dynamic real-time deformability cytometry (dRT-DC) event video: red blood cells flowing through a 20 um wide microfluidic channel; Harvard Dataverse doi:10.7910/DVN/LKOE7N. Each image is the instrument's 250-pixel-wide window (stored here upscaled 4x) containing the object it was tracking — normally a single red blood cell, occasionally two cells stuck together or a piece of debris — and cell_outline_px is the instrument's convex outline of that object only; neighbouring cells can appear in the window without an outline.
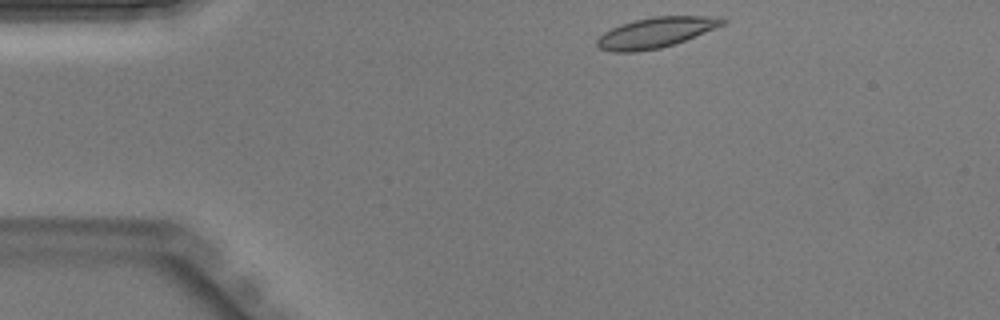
{"species": "Egyptian fruit bat (a non-hibernating species)", "species_latin": "Rousettus aegyptiacus", "temperature_condition": "warm", "stored_images_in_passage": 37, "camera_frame_rate_fps": 3000, "um_per_image_px": 0.085, "animal": {"sex": "male"}, "frame": {"image": 1, "passage_image": 1, "time_ms": 0.0, "image_size_px": [1000, 320], "cell_outline_px": [[728, 20], [724, 24], [684, 40], [660, 48], [636, 52], [612, 52], [600, 48], [596, 44], [596, 40], [604, 32], [620, 24], [652, 16], [720, 16]], "centroid_in_image_um": [55.72, 2.76], "position_along_channel_um": 29.3, "area_um2": 22.02}}
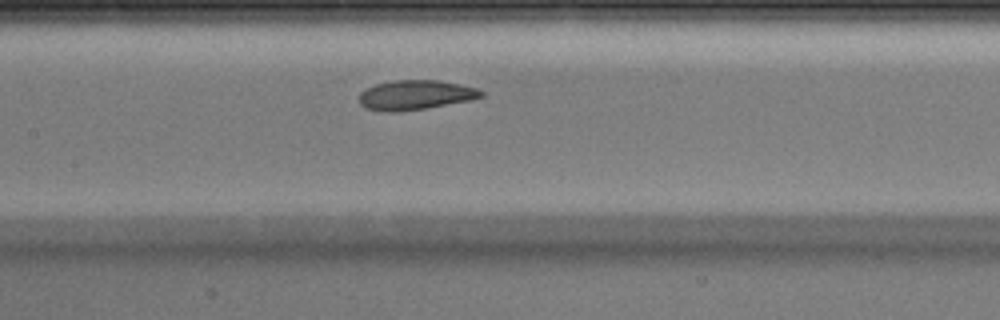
{"frame": {"image": 2, "passage_image": 14, "time_ms": 4.333, "image_size_px": [1000, 320], "cell_outline_px": [[484, 96], [468, 100], [424, 108], [400, 112], [384, 112], [364, 108], [360, 104], [360, 92], [364, 88], [376, 84], [396, 80], [436, 80], [460, 84], [476, 88], [484, 92]], "centroid_in_image_um": [35.26, 8.07], "position_along_channel_um": 172.1, "area_um2": 20.98}}
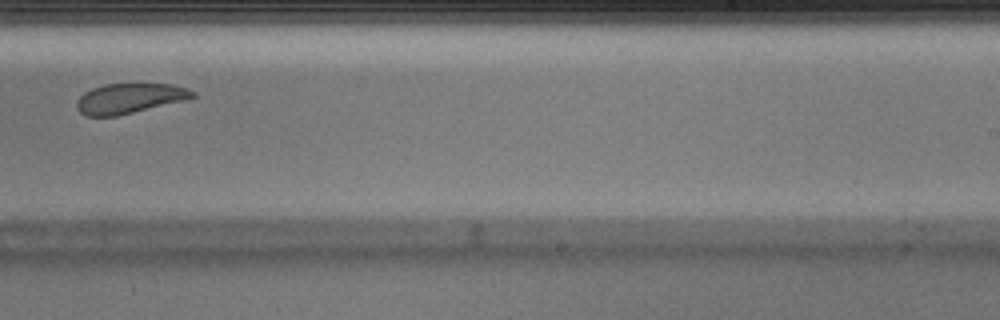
{"frame": {"image": 3, "passage_image": 21, "time_ms": 6.667, "image_size_px": [1000, 320], "cell_outline_px": [[196, 96], [188, 100], [116, 116], [84, 116], [76, 108], [76, 100], [84, 92], [92, 88], [104, 84], [172, 84], [196, 92]], "centroid_in_image_um": [11.0, 8.37], "position_along_channel_um": 278.0, "area_um2": 20.4}}